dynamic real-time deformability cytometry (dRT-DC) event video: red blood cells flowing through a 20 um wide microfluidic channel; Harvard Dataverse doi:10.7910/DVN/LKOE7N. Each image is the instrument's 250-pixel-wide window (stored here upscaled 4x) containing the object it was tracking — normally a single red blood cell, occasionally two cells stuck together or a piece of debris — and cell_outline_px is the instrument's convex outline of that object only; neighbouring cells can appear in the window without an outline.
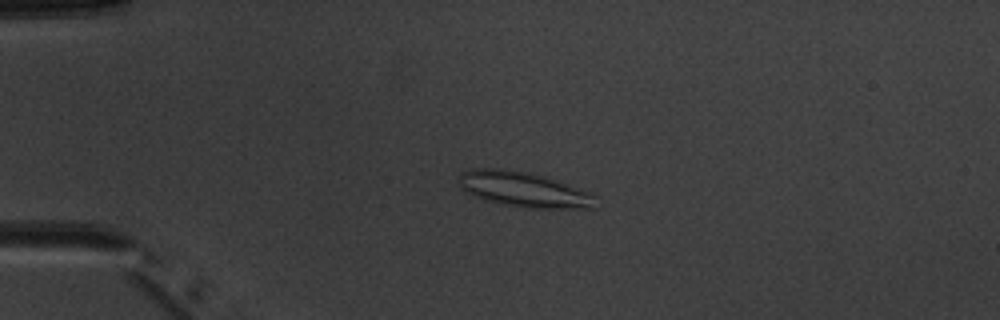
{"species": "common noctule bat (a hibernating species)", "species_latin": "Nyctalus noctula", "temperature_condition": "warm", "stored_images_in_passage": 6, "camera_frame_rate_fps": 3000, "um_per_image_px": 0.085, "animal": {"sex": "male", "body_mass_g": 20.1, "forearm_length_mm": 53.5}, "frame": {"image": 1, "passage_image": 4, "time_ms": 3.333, "image_size_px": [1000, 320], "cell_outline_px": [[596, 208], [528, 208], [504, 204], [484, 200], [464, 192], [460, 188], [460, 172], [472, 168], [496, 168], [528, 172], [544, 176], [592, 192], [596, 196]], "centroid_in_image_um": [44.52, 16.1], "position_along_channel_um": 40.5, "area_um2": 28.21}}
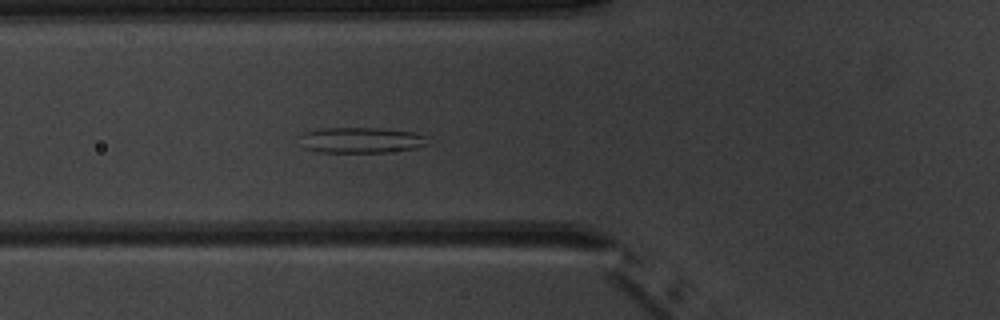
{"frame": {"image": 2, "passage_image": 6, "time_ms": 5.667, "image_size_px": [1000, 320], "cell_outline_px": [[428, 144], [416, 148], [384, 152], [320, 152], [304, 148], [300, 136], [304, 132], [324, 128], [376, 128], [412, 132], [424, 136]], "centroid_in_image_um": [30.66, 11.91], "position_along_channel_um": 95.1, "area_um2": 18.84}}